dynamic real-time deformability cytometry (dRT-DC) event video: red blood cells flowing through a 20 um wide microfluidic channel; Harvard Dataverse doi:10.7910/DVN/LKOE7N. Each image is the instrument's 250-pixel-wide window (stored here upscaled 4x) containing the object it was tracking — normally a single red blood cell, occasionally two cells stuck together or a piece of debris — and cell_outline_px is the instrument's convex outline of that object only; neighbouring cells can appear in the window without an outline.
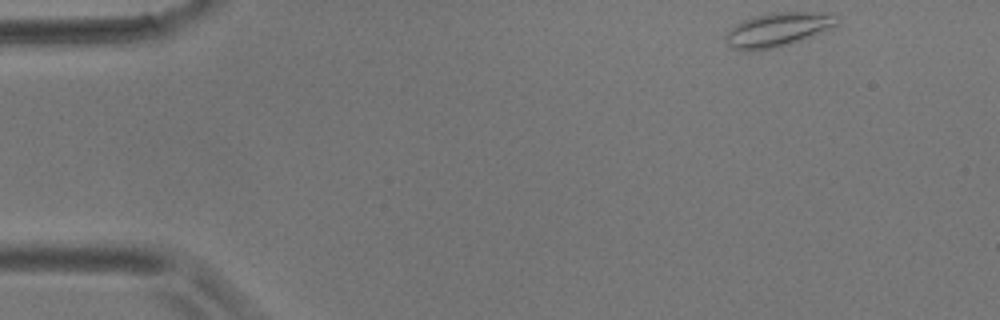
{"species": "common noctule bat (a hibernating species)", "species_latin": "Nyctalus noctula", "temperature_condition": "room temperature", "stored_images_in_passage": 3, "camera_frame_rate_fps": 3000, "um_per_image_px": 0.085, "animal": {"sex": "male", "body_mass_g": 17.9}, "frame": {"image": 1, "passage_image": 1, "time_ms": 0.0, "image_size_px": [1000, 320], "cell_outline_px": [[840, 16], [836, 24], [832, 28], [800, 40], [776, 48], [756, 52], [740, 52], [732, 48], [728, 44], [724, 36], [736, 24], [752, 16], [772, 12], [820, 12]], "centroid_in_image_um": [66.08, 2.54], "position_along_channel_um": 18.9, "area_um2": 22.31}}